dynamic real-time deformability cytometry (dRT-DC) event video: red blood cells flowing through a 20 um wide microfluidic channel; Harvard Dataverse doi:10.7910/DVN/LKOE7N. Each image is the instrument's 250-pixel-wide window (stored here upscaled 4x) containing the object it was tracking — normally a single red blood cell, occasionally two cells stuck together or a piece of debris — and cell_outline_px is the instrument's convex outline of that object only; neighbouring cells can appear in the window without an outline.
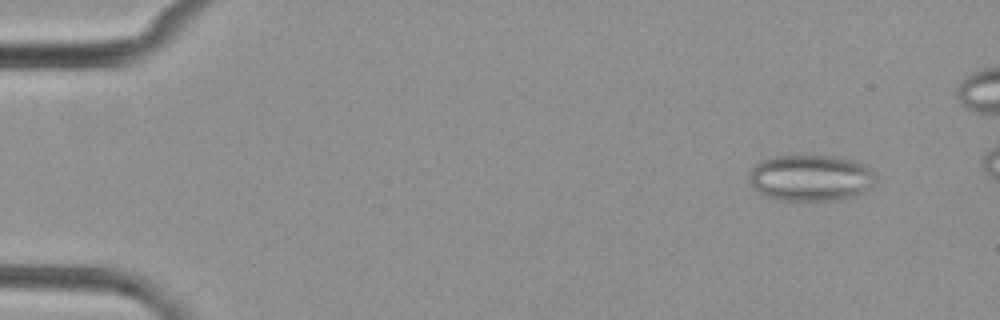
{"species": "common noctule bat (a hibernating species)", "species_latin": "Nyctalus noctula", "temperature_condition": "cold", "stored_images_in_passage": 5, "camera_frame_rate_fps": 3000, "um_per_image_px": 0.085, "animal": {"sex": "female", "body_mass_g": 29.2, "forearm_length_mm": 56.3}, "frame": {"image": 1, "passage_image": 1, "time_ms": 0.0, "image_size_px": [1000, 320], "cell_outline_px": [[876, 180], [864, 192], [840, 200], [784, 200], [768, 196], [752, 188], [748, 176], [752, 168], [760, 160], [772, 156], [832, 156], [852, 160], [868, 164], [876, 176]], "centroid_in_image_um": [68.92, 15.11], "position_along_channel_um": 16.1, "area_um2": 34.22}}